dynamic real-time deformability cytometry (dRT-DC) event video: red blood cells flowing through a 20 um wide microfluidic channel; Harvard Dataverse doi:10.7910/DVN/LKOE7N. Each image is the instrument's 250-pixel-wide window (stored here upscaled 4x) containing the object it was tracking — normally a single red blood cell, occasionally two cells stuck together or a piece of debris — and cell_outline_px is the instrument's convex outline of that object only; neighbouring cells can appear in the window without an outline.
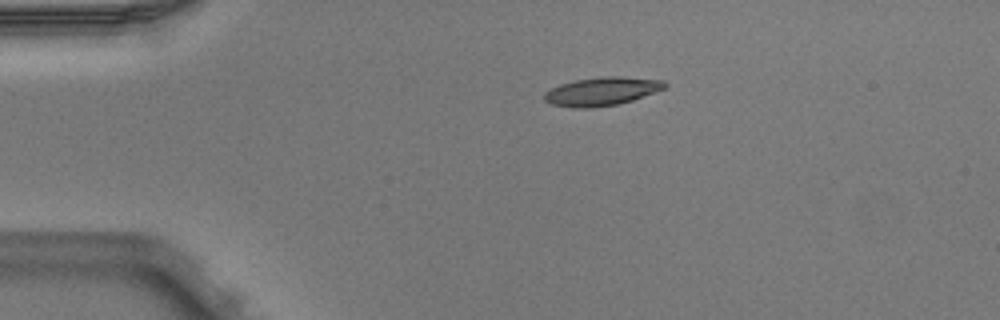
{"species": "Egyptian fruit bat (a non-hibernating species)", "species_latin": "Rousettus aegyptiacus", "temperature_condition": "warm", "stored_images_in_passage": 2, "camera_frame_rate_fps": 3000, "um_per_image_px": 0.085, "animal": {"sex": "male"}, "frame": {"image": 1, "passage_image": 1, "time_ms": 0.0, "image_size_px": [1000, 320], "cell_outline_px": [[668, 84], [664, 88], [632, 100], [616, 104], [592, 108], [572, 108], [552, 104], [544, 100], [544, 92], [560, 84], [576, 80], [604, 76], [620, 76], [664, 80]], "centroid_in_image_um": [51.13, 7.76], "position_along_channel_um": 33.9, "area_um2": 19.83}}